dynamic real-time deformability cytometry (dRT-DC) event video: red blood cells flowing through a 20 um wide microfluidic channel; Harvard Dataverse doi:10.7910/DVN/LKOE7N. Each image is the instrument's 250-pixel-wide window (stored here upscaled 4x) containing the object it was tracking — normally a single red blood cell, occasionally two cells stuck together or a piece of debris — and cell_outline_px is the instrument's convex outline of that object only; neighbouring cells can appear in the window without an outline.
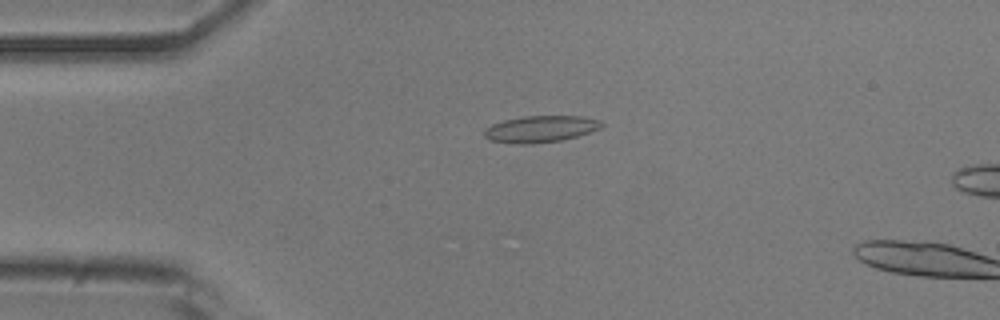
{"species": "common noctule bat (a hibernating species)", "species_latin": "Nyctalus noctula", "temperature_condition": "room temperature", "stored_images_in_passage": 14, "camera_frame_rate_fps": 3000, "um_per_image_px": 0.085, "animal": {"sex": "male", "body_mass_g": 20.5, "forearm_length_mm": 52.5}, "frame": {"image": 1, "passage_image": 12, "time_ms": 3.667, "image_size_px": [1000, 320], "cell_outline_px": [[604, 124], [600, 128], [576, 136], [560, 140], [532, 144], [516, 144], [488, 140], [484, 136], [484, 128], [492, 124], [504, 120], [524, 116], [580, 116], [600, 120]], "centroid_in_image_um": [45.9, 10.96], "position_along_channel_um": 39.1, "area_um2": 18.15}}